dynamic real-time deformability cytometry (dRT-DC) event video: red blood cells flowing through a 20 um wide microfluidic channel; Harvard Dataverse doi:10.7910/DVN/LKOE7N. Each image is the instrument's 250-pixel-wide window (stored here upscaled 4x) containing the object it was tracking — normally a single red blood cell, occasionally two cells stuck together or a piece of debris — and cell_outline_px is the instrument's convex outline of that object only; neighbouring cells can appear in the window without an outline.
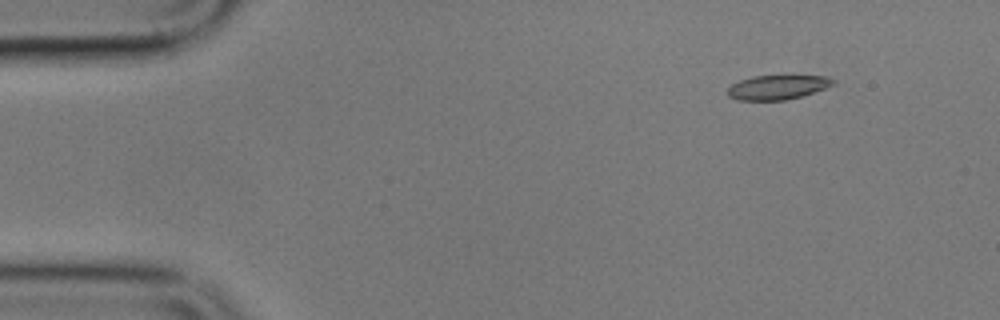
{"species": "common noctule bat (a hibernating species)", "species_latin": "Nyctalus noctula", "temperature_condition": "cold", "stored_images_in_passage": 1, "camera_frame_rate_fps": 3000, "um_per_image_px": 0.085, "animal": {"sex": "male", "body_mass_g": 17.9}, "frame": {"image": 1, "passage_image": 1, "time_ms": 0.0, "image_size_px": [1000, 320], "cell_outline_px": [[836, 84], [800, 96], [784, 100], [736, 100], [728, 96], [728, 88], [732, 84], [740, 80], [752, 76], [792, 72], [828, 76], [836, 80]], "centroid_in_image_um": [66.16, 7.34], "position_along_channel_um": 18.8, "area_um2": 15.95}}